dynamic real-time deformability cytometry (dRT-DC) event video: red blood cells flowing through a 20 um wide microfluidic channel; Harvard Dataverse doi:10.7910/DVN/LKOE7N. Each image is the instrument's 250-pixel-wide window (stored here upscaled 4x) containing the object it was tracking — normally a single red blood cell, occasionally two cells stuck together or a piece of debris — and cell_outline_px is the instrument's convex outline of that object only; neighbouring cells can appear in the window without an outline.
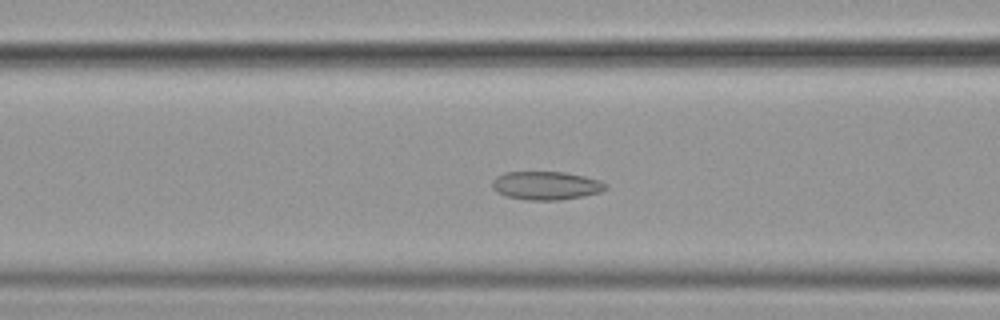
{"species": "common noctule bat (a hibernating species)", "species_latin": "Nyctalus noctula", "temperature_condition": "cold", "stored_images_in_passage": 42, "segment_of_instrument_passage": [1, 2], "camera_frame_rate_fps": 3000, "um_per_image_px": 0.085, "animal": {"sex": "female", "body_mass_g": 19.9}, "frame": {"image": 1, "passage_image": 8, "time_ms": 2.333, "image_size_px": [1000, 320], "cell_outline_px": [[608, 188], [600, 192], [560, 200], [524, 200], [508, 196], [496, 192], [492, 188], [492, 180], [496, 176], [504, 172], [564, 172], [584, 176], [600, 180]], "centroid_in_image_um": [46.37, 15.77], "position_along_channel_um": 120.2, "area_um2": 18.73}}
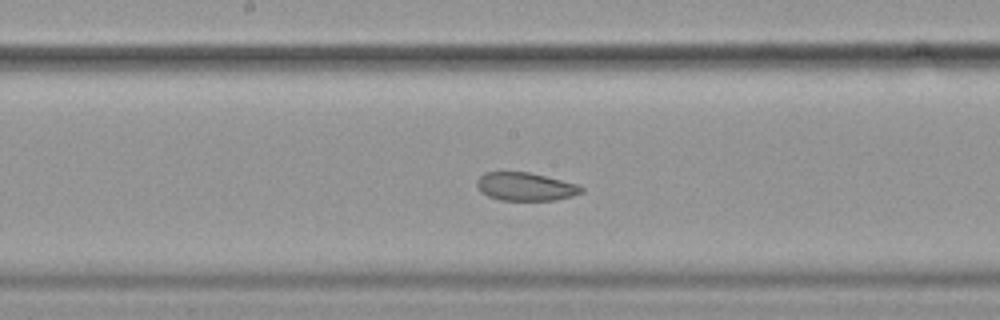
{"frame": {"image": 2, "passage_image": 15, "time_ms": 4.667, "image_size_px": [1000, 320], "cell_outline_px": [[584, 192], [572, 196], [556, 200], [500, 200], [488, 196], [480, 192], [476, 184], [476, 180], [484, 172], [528, 172], [576, 184], [584, 188]], "centroid_in_image_um": [44.63, 15.87], "position_along_channel_um": 203.6, "area_um2": 17.11}}
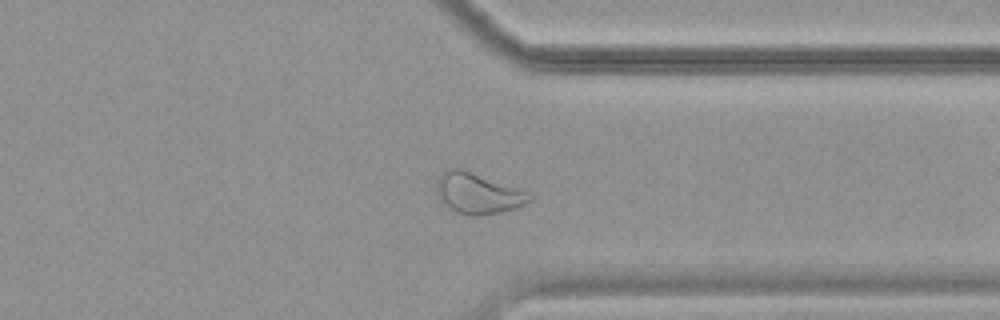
{"frame": {"image": 3, "passage_image": 29, "time_ms": 9.333, "image_size_px": [1000, 320], "cell_outline_px": [[536, 196], [532, 200], [516, 208], [500, 212], [476, 216], [468, 216], [456, 212], [448, 208], [440, 200], [436, 192], [436, 180], [440, 172], [448, 168], [460, 168]], "centroid_in_image_um": [40.55, 16.45], "position_along_channel_um": 370.9, "area_um2": 21.91}}